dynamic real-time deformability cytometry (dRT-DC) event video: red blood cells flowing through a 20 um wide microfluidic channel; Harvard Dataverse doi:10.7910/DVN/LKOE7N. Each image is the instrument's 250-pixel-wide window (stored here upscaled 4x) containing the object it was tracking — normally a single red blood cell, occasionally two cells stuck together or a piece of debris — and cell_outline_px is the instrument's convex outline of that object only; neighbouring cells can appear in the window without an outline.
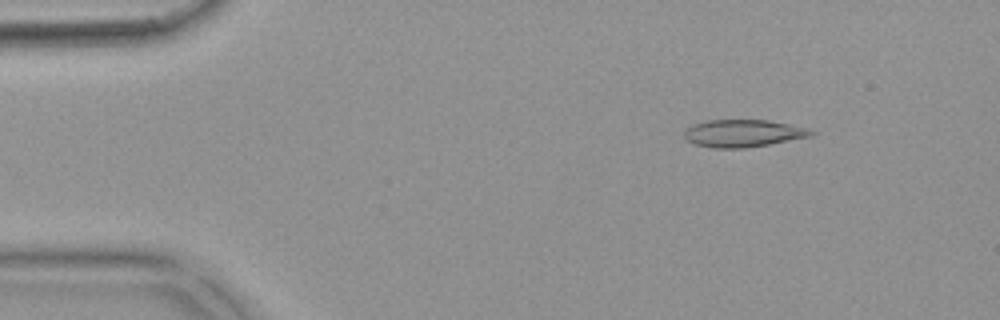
{"species": "common noctule bat (a hibernating species)", "species_latin": "Nyctalus noctula", "temperature_condition": "warm", "stored_images_in_passage": 54, "camera_frame_rate_fps": 3000, "um_per_image_px": 0.085, "animal": {"sex": "female", "body_mass_g": 18.4}, "frame": {"image": 1, "passage_image": 7, "time_ms": 2.0, "image_size_px": [1000, 320], "cell_outline_px": [[816, 132], [812, 136], [768, 144], [744, 148], [712, 148], [696, 144], [688, 140], [684, 136], [684, 132], [692, 124], [704, 120], [768, 120], [808, 128]], "centroid_in_image_um": [63.16, 11.32], "position_along_channel_um": 21.8, "area_um2": 20.17}}
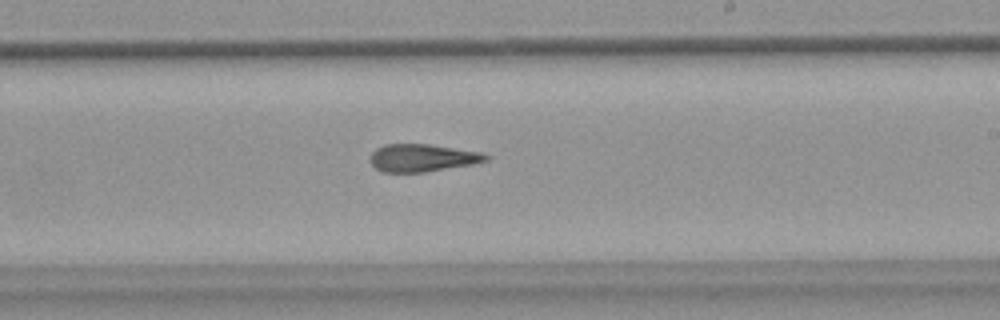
{"frame": {"image": 2, "passage_image": 32, "time_ms": 10.333, "image_size_px": [1000, 320], "cell_outline_px": [[492, 156], [488, 160], [472, 164], [424, 172], [384, 172], [376, 168], [368, 160], [372, 152], [376, 148], [384, 144], [428, 144], [484, 152]], "centroid_in_image_um": [35.91, 13.41], "position_along_channel_um": 253.1, "area_um2": 18.73}}
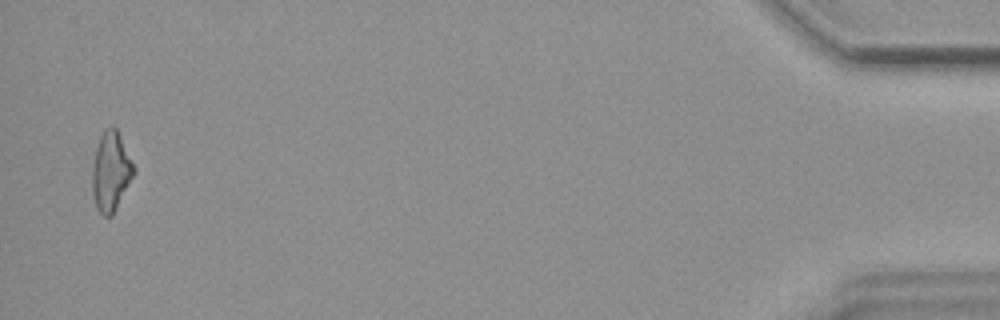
{"frame": {"image": 3, "passage_image": 53, "time_ms": 17.333, "image_size_px": [1000, 320], "cell_outline_px": [[136, 172], [112, 216], [104, 216], [96, 208], [92, 196], [92, 164], [96, 148], [100, 136], [112, 124], [116, 128], [136, 168]], "centroid_in_image_um": [9.42, 14.6], "position_along_channel_um": 425.8, "area_um2": 19.31}, "authors_computed_cell_mechanics": {"area_um2": 19.363, "velocity_mm_per_s": 3.7209, "shape_relaxation_time_tau1_ms": null, "shape_relaxation_time_tau2_ms": 4.193, "deformation_change_tau1": null, "deformation_change_tau2": 0.1568}}